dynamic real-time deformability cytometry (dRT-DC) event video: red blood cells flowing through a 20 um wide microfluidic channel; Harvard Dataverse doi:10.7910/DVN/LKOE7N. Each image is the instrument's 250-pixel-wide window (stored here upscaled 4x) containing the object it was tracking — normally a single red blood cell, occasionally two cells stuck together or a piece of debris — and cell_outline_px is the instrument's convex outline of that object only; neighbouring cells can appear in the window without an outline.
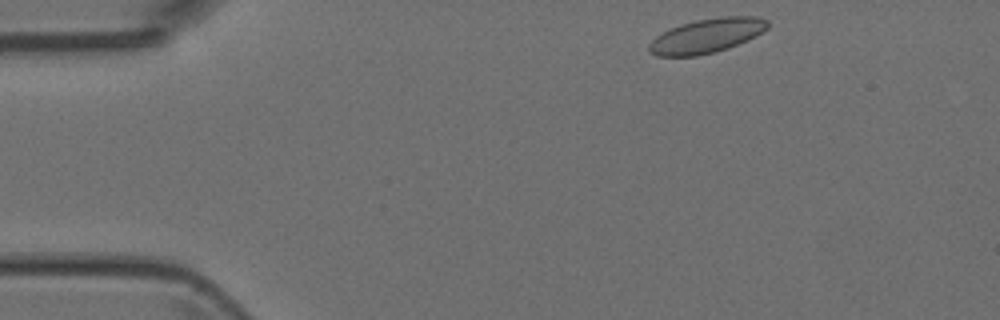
{"species": "Egyptian fruit bat (a non-hibernating species)", "species_latin": "Rousettus aegyptiacus", "temperature_condition": "room temperature", "stored_images_in_passage": 45, "camera_frame_rate_fps": 3000, "um_per_image_px": 0.085, "animal": {"sex": "female"}, "frame": {"image": 1, "passage_image": 1, "time_ms": 0.0, "image_size_px": [1000, 320], "cell_outline_px": [[768, 28], [756, 36], [748, 40], [728, 48], [716, 52], [696, 56], [656, 56], [648, 52], [648, 44], [656, 36], [680, 24], [696, 20], [720, 16], [756, 16], [768, 20]], "centroid_in_image_um": [60.08, 3.04], "position_along_channel_um": 24.9, "area_um2": 23.87}}
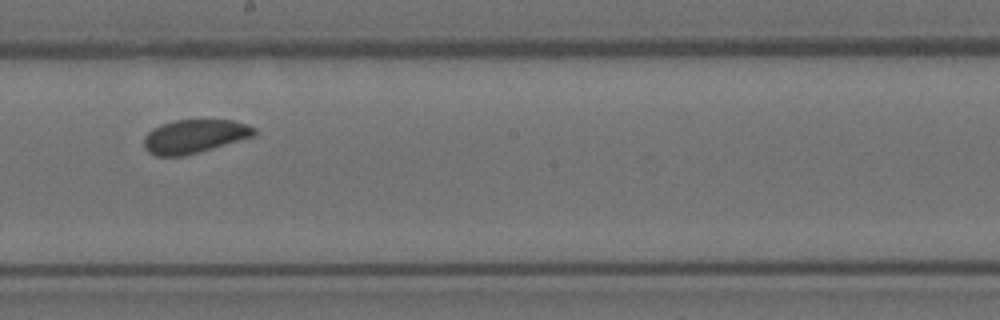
{"frame": {"image": 2, "passage_image": 22, "time_ms": 7.0, "image_size_px": [1000, 320], "cell_outline_px": [[256, 136], [212, 148], [180, 156], [156, 156], [148, 152], [144, 148], [144, 136], [152, 128], [160, 124], [176, 120], [232, 120], [248, 124], [256, 128]], "centroid_in_image_um": [16.53, 11.57], "position_along_channel_um": 231.7, "area_um2": 21.62}}
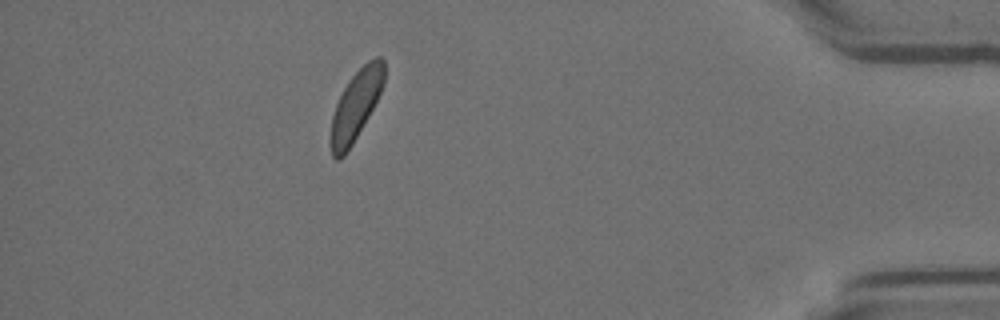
{"frame": {"image": 3, "passage_image": 39, "time_ms": 12.667, "image_size_px": [1000, 320], "cell_outline_px": [[384, 84], [368, 116], [352, 144], [344, 156], [340, 160], [336, 160], [332, 156], [332, 116], [336, 104], [348, 80], [368, 60], [376, 56], [380, 56], [384, 60]], "centroid_in_image_um": [30.26, 8.92], "position_along_channel_um": 404.9, "area_um2": 21.1}}